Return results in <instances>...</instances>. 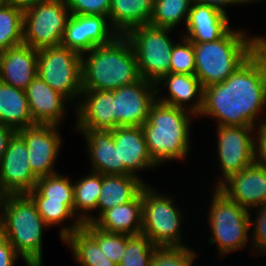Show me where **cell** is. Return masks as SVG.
<instances>
[{"mask_svg":"<svg viewBox=\"0 0 266 266\" xmlns=\"http://www.w3.org/2000/svg\"><path fill=\"white\" fill-rule=\"evenodd\" d=\"M84 54L81 55L82 90H115L142 78L133 46L125 35H118L110 43L93 47Z\"/></svg>","mask_w":266,"mask_h":266,"instance_id":"2","label":"cell"},{"mask_svg":"<svg viewBox=\"0 0 266 266\" xmlns=\"http://www.w3.org/2000/svg\"><path fill=\"white\" fill-rule=\"evenodd\" d=\"M161 84L168 87L169 93L167 98L162 96L160 99L157 95L159 102L187 110L198 117L203 107L204 88L195 74L169 73L156 83V87ZM188 102L193 103L188 106Z\"/></svg>","mask_w":266,"mask_h":266,"instance_id":"21","label":"cell"},{"mask_svg":"<svg viewBox=\"0 0 266 266\" xmlns=\"http://www.w3.org/2000/svg\"><path fill=\"white\" fill-rule=\"evenodd\" d=\"M172 30L146 24L138 25L125 34L133 46L143 79L156 84L170 73L171 53L175 43L168 35Z\"/></svg>","mask_w":266,"mask_h":266,"instance_id":"8","label":"cell"},{"mask_svg":"<svg viewBox=\"0 0 266 266\" xmlns=\"http://www.w3.org/2000/svg\"><path fill=\"white\" fill-rule=\"evenodd\" d=\"M38 50L21 44L0 51V81L25 90L37 76Z\"/></svg>","mask_w":266,"mask_h":266,"instance_id":"19","label":"cell"},{"mask_svg":"<svg viewBox=\"0 0 266 266\" xmlns=\"http://www.w3.org/2000/svg\"><path fill=\"white\" fill-rule=\"evenodd\" d=\"M192 3V0H159L153 5L149 24L174 30L183 19L186 24Z\"/></svg>","mask_w":266,"mask_h":266,"instance_id":"30","label":"cell"},{"mask_svg":"<svg viewBox=\"0 0 266 266\" xmlns=\"http://www.w3.org/2000/svg\"><path fill=\"white\" fill-rule=\"evenodd\" d=\"M82 228L98 243L105 256L118 265L127 248V235L103 231L93 223H83Z\"/></svg>","mask_w":266,"mask_h":266,"instance_id":"33","label":"cell"},{"mask_svg":"<svg viewBox=\"0 0 266 266\" xmlns=\"http://www.w3.org/2000/svg\"><path fill=\"white\" fill-rule=\"evenodd\" d=\"M24 10L12 5L0 8V51L23 44Z\"/></svg>","mask_w":266,"mask_h":266,"instance_id":"31","label":"cell"},{"mask_svg":"<svg viewBox=\"0 0 266 266\" xmlns=\"http://www.w3.org/2000/svg\"><path fill=\"white\" fill-rule=\"evenodd\" d=\"M86 138L92 172L102 175H120L118 149L115 148L112 130H79Z\"/></svg>","mask_w":266,"mask_h":266,"instance_id":"23","label":"cell"},{"mask_svg":"<svg viewBox=\"0 0 266 266\" xmlns=\"http://www.w3.org/2000/svg\"><path fill=\"white\" fill-rule=\"evenodd\" d=\"M62 242L71 248V253L80 266H117L105 256L98 243L82 227L69 234Z\"/></svg>","mask_w":266,"mask_h":266,"instance_id":"28","label":"cell"},{"mask_svg":"<svg viewBox=\"0 0 266 266\" xmlns=\"http://www.w3.org/2000/svg\"><path fill=\"white\" fill-rule=\"evenodd\" d=\"M28 195L34 201L38 213L48 226L53 225L54 227L60 223H65L64 221L67 219L69 221V218L74 220L71 225L68 226L67 224V226H62L60 229L59 234L62 240L83 226L81 219L77 217L74 210L68 204L44 198L35 188Z\"/></svg>","mask_w":266,"mask_h":266,"instance_id":"27","label":"cell"},{"mask_svg":"<svg viewBox=\"0 0 266 266\" xmlns=\"http://www.w3.org/2000/svg\"><path fill=\"white\" fill-rule=\"evenodd\" d=\"M17 131L10 126L0 123V162L8 147L9 141Z\"/></svg>","mask_w":266,"mask_h":266,"instance_id":"44","label":"cell"},{"mask_svg":"<svg viewBox=\"0 0 266 266\" xmlns=\"http://www.w3.org/2000/svg\"><path fill=\"white\" fill-rule=\"evenodd\" d=\"M82 56L63 46L38 50L37 75L70 101L82 93Z\"/></svg>","mask_w":266,"mask_h":266,"instance_id":"10","label":"cell"},{"mask_svg":"<svg viewBox=\"0 0 266 266\" xmlns=\"http://www.w3.org/2000/svg\"><path fill=\"white\" fill-rule=\"evenodd\" d=\"M174 200L146 184L142 188V231L156 247H182V213Z\"/></svg>","mask_w":266,"mask_h":266,"instance_id":"7","label":"cell"},{"mask_svg":"<svg viewBox=\"0 0 266 266\" xmlns=\"http://www.w3.org/2000/svg\"><path fill=\"white\" fill-rule=\"evenodd\" d=\"M214 189L207 215L210 231H212L211 237H208V243L209 246L216 244L221 257L237 249L246 248L247 241L250 239L248 237L251 229V213H249L251 211L228 199L217 188Z\"/></svg>","mask_w":266,"mask_h":266,"instance_id":"6","label":"cell"},{"mask_svg":"<svg viewBox=\"0 0 266 266\" xmlns=\"http://www.w3.org/2000/svg\"><path fill=\"white\" fill-rule=\"evenodd\" d=\"M72 15H99L108 17L111 0H65Z\"/></svg>","mask_w":266,"mask_h":266,"instance_id":"39","label":"cell"},{"mask_svg":"<svg viewBox=\"0 0 266 266\" xmlns=\"http://www.w3.org/2000/svg\"><path fill=\"white\" fill-rule=\"evenodd\" d=\"M217 153L222 177L217 179V188L234 173L254 163V126H216Z\"/></svg>","mask_w":266,"mask_h":266,"instance_id":"11","label":"cell"},{"mask_svg":"<svg viewBox=\"0 0 266 266\" xmlns=\"http://www.w3.org/2000/svg\"><path fill=\"white\" fill-rule=\"evenodd\" d=\"M44 0H6L7 5H12L14 7H18L22 10H25L29 7H32Z\"/></svg>","mask_w":266,"mask_h":266,"instance_id":"45","label":"cell"},{"mask_svg":"<svg viewBox=\"0 0 266 266\" xmlns=\"http://www.w3.org/2000/svg\"><path fill=\"white\" fill-rule=\"evenodd\" d=\"M83 31L84 38L93 47L108 44L119 35L109 18L99 15H83Z\"/></svg>","mask_w":266,"mask_h":266,"instance_id":"35","label":"cell"},{"mask_svg":"<svg viewBox=\"0 0 266 266\" xmlns=\"http://www.w3.org/2000/svg\"><path fill=\"white\" fill-rule=\"evenodd\" d=\"M160 87L143 78L114 90L115 113L118 127L142 126L149 116L150 107L157 100Z\"/></svg>","mask_w":266,"mask_h":266,"instance_id":"13","label":"cell"},{"mask_svg":"<svg viewBox=\"0 0 266 266\" xmlns=\"http://www.w3.org/2000/svg\"><path fill=\"white\" fill-rule=\"evenodd\" d=\"M228 20L220 10L193 2L186 22L188 32L181 36L192 43L217 41L231 29Z\"/></svg>","mask_w":266,"mask_h":266,"instance_id":"20","label":"cell"},{"mask_svg":"<svg viewBox=\"0 0 266 266\" xmlns=\"http://www.w3.org/2000/svg\"><path fill=\"white\" fill-rule=\"evenodd\" d=\"M115 148L118 149L120 175H134L159 166L151 157L141 126L115 127L112 130Z\"/></svg>","mask_w":266,"mask_h":266,"instance_id":"16","label":"cell"},{"mask_svg":"<svg viewBox=\"0 0 266 266\" xmlns=\"http://www.w3.org/2000/svg\"><path fill=\"white\" fill-rule=\"evenodd\" d=\"M154 246L150 239L143 235H127V248L117 266H150Z\"/></svg>","mask_w":266,"mask_h":266,"instance_id":"34","label":"cell"},{"mask_svg":"<svg viewBox=\"0 0 266 266\" xmlns=\"http://www.w3.org/2000/svg\"><path fill=\"white\" fill-rule=\"evenodd\" d=\"M196 255L188 246L156 247L150 266H192Z\"/></svg>","mask_w":266,"mask_h":266,"instance_id":"36","label":"cell"},{"mask_svg":"<svg viewBox=\"0 0 266 266\" xmlns=\"http://www.w3.org/2000/svg\"><path fill=\"white\" fill-rule=\"evenodd\" d=\"M153 5L151 0H111L110 24L119 35H125L138 25L149 24Z\"/></svg>","mask_w":266,"mask_h":266,"instance_id":"26","label":"cell"},{"mask_svg":"<svg viewBox=\"0 0 266 266\" xmlns=\"http://www.w3.org/2000/svg\"><path fill=\"white\" fill-rule=\"evenodd\" d=\"M58 127V125L36 124L17 131L26 143L28 161L38 178L56 173L54 163L62 148Z\"/></svg>","mask_w":266,"mask_h":266,"instance_id":"14","label":"cell"},{"mask_svg":"<svg viewBox=\"0 0 266 266\" xmlns=\"http://www.w3.org/2000/svg\"><path fill=\"white\" fill-rule=\"evenodd\" d=\"M70 16L65 0H44L25 9L23 44L37 50L61 46Z\"/></svg>","mask_w":266,"mask_h":266,"instance_id":"9","label":"cell"},{"mask_svg":"<svg viewBox=\"0 0 266 266\" xmlns=\"http://www.w3.org/2000/svg\"><path fill=\"white\" fill-rule=\"evenodd\" d=\"M93 224L109 233L129 236L141 234L142 190L132 201L105 211Z\"/></svg>","mask_w":266,"mask_h":266,"instance_id":"24","label":"cell"},{"mask_svg":"<svg viewBox=\"0 0 266 266\" xmlns=\"http://www.w3.org/2000/svg\"><path fill=\"white\" fill-rule=\"evenodd\" d=\"M151 1H152V2H153V4H154V3H156V2H157V1H159V0H151Z\"/></svg>","mask_w":266,"mask_h":266,"instance_id":"49","label":"cell"},{"mask_svg":"<svg viewBox=\"0 0 266 266\" xmlns=\"http://www.w3.org/2000/svg\"><path fill=\"white\" fill-rule=\"evenodd\" d=\"M192 113L156 100L141 126L152 159L160 166L184 160L190 150Z\"/></svg>","mask_w":266,"mask_h":266,"instance_id":"4","label":"cell"},{"mask_svg":"<svg viewBox=\"0 0 266 266\" xmlns=\"http://www.w3.org/2000/svg\"><path fill=\"white\" fill-rule=\"evenodd\" d=\"M262 36L250 37L246 29H230L214 42L194 43L195 75L203 88L224 82L263 43Z\"/></svg>","mask_w":266,"mask_h":266,"instance_id":"3","label":"cell"},{"mask_svg":"<svg viewBox=\"0 0 266 266\" xmlns=\"http://www.w3.org/2000/svg\"><path fill=\"white\" fill-rule=\"evenodd\" d=\"M29 110L35 124L60 125L65 104L71 102L66 96L52 89L38 75L25 89Z\"/></svg>","mask_w":266,"mask_h":266,"instance_id":"18","label":"cell"},{"mask_svg":"<svg viewBox=\"0 0 266 266\" xmlns=\"http://www.w3.org/2000/svg\"><path fill=\"white\" fill-rule=\"evenodd\" d=\"M61 46L78 52L80 55L88 52L93 46L84 38L83 15L69 17Z\"/></svg>","mask_w":266,"mask_h":266,"instance_id":"38","label":"cell"},{"mask_svg":"<svg viewBox=\"0 0 266 266\" xmlns=\"http://www.w3.org/2000/svg\"><path fill=\"white\" fill-rule=\"evenodd\" d=\"M18 257H21L6 240L0 246V266H14Z\"/></svg>","mask_w":266,"mask_h":266,"instance_id":"42","label":"cell"},{"mask_svg":"<svg viewBox=\"0 0 266 266\" xmlns=\"http://www.w3.org/2000/svg\"><path fill=\"white\" fill-rule=\"evenodd\" d=\"M80 98L81 103L74 107L78 116L75 129L113 130L118 127L114 90H82Z\"/></svg>","mask_w":266,"mask_h":266,"instance_id":"17","label":"cell"},{"mask_svg":"<svg viewBox=\"0 0 266 266\" xmlns=\"http://www.w3.org/2000/svg\"><path fill=\"white\" fill-rule=\"evenodd\" d=\"M192 2L209 5L211 7L220 10L223 14L227 15L225 7L252 3L253 1L252 0H192Z\"/></svg>","mask_w":266,"mask_h":266,"instance_id":"43","label":"cell"},{"mask_svg":"<svg viewBox=\"0 0 266 266\" xmlns=\"http://www.w3.org/2000/svg\"><path fill=\"white\" fill-rule=\"evenodd\" d=\"M257 210H259L256 213V218L252 220V218H250V227L253 230V233L251 234V238L253 239L251 242L253 244V248L254 251H257L259 255H261V253L266 254V204L265 205H261L260 207L257 208ZM256 248V249H255Z\"/></svg>","mask_w":266,"mask_h":266,"instance_id":"40","label":"cell"},{"mask_svg":"<svg viewBox=\"0 0 266 266\" xmlns=\"http://www.w3.org/2000/svg\"><path fill=\"white\" fill-rule=\"evenodd\" d=\"M7 196H8V194L0 189V225L3 224V215H4L3 210H4V205H5Z\"/></svg>","mask_w":266,"mask_h":266,"instance_id":"46","label":"cell"},{"mask_svg":"<svg viewBox=\"0 0 266 266\" xmlns=\"http://www.w3.org/2000/svg\"><path fill=\"white\" fill-rule=\"evenodd\" d=\"M38 179L28 161L26 143L16 132L0 162V189L7 194H28Z\"/></svg>","mask_w":266,"mask_h":266,"instance_id":"12","label":"cell"},{"mask_svg":"<svg viewBox=\"0 0 266 266\" xmlns=\"http://www.w3.org/2000/svg\"><path fill=\"white\" fill-rule=\"evenodd\" d=\"M6 5V0H0V8Z\"/></svg>","mask_w":266,"mask_h":266,"instance_id":"48","label":"cell"},{"mask_svg":"<svg viewBox=\"0 0 266 266\" xmlns=\"http://www.w3.org/2000/svg\"><path fill=\"white\" fill-rule=\"evenodd\" d=\"M0 123L18 131L33 122L25 90L0 81Z\"/></svg>","mask_w":266,"mask_h":266,"instance_id":"25","label":"cell"},{"mask_svg":"<svg viewBox=\"0 0 266 266\" xmlns=\"http://www.w3.org/2000/svg\"><path fill=\"white\" fill-rule=\"evenodd\" d=\"M147 184L134 175H102L101 196L98 198L96 211L98 217L88 215V223H94L108 209L132 201Z\"/></svg>","mask_w":266,"mask_h":266,"instance_id":"22","label":"cell"},{"mask_svg":"<svg viewBox=\"0 0 266 266\" xmlns=\"http://www.w3.org/2000/svg\"><path fill=\"white\" fill-rule=\"evenodd\" d=\"M265 105L266 42L224 82L204 88L203 107L198 116L213 117L217 126L256 127L262 123L258 114Z\"/></svg>","mask_w":266,"mask_h":266,"instance_id":"1","label":"cell"},{"mask_svg":"<svg viewBox=\"0 0 266 266\" xmlns=\"http://www.w3.org/2000/svg\"><path fill=\"white\" fill-rule=\"evenodd\" d=\"M3 225L8 242L26 266H43V231L48 225L28 194H8Z\"/></svg>","mask_w":266,"mask_h":266,"instance_id":"5","label":"cell"},{"mask_svg":"<svg viewBox=\"0 0 266 266\" xmlns=\"http://www.w3.org/2000/svg\"><path fill=\"white\" fill-rule=\"evenodd\" d=\"M170 73L195 74L194 43L183 36L172 48Z\"/></svg>","mask_w":266,"mask_h":266,"instance_id":"37","label":"cell"},{"mask_svg":"<svg viewBox=\"0 0 266 266\" xmlns=\"http://www.w3.org/2000/svg\"><path fill=\"white\" fill-rule=\"evenodd\" d=\"M217 189L248 211L265 205L266 167L253 163L229 176Z\"/></svg>","mask_w":266,"mask_h":266,"instance_id":"15","label":"cell"},{"mask_svg":"<svg viewBox=\"0 0 266 266\" xmlns=\"http://www.w3.org/2000/svg\"><path fill=\"white\" fill-rule=\"evenodd\" d=\"M35 189L49 200L62 201L74 210L73 182L59 172L40 177L35 184Z\"/></svg>","mask_w":266,"mask_h":266,"instance_id":"32","label":"cell"},{"mask_svg":"<svg viewBox=\"0 0 266 266\" xmlns=\"http://www.w3.org/2000/svg\"><path fill=\"white\" fill-rule=\"evenodd\" d=\"M73 187L74 213L83 223H88L87 213L96 210L98 198L101 196L102 174L91 171L90 175L74 181Z\"/></svg>","mask_w":266,"mask_h":266,"instance_id":"29","label":"cell"},{"mask_svg":"<svg viewBox=\"0 0 266 266\" xmlns=\"http://www.w3.org/2000/svg\"><path fill=\"white\" fill-rule=\"evenodd\" d=\"M258 125L256 128L258 132L255 133L257 138L254 137L255 142L253 143L254 163L266 167V121L264 120Z\"/></svg>","mask_w":266,"mask_h":266,"instance_id":"41","label":"cell"},{"mask_svg":"<svg viewBox=\"0 0 266 266\" xmlns=\"http://www.w3.org/2000/svg\"><path fill=\"white\" fill-rule=\"evenodd\" d=\"M7 240L4 225H0V246Z\"/></svg>","mask_w":266,"mask_h":266,"instance_id":"47","label":"cell"}]
</instances>
